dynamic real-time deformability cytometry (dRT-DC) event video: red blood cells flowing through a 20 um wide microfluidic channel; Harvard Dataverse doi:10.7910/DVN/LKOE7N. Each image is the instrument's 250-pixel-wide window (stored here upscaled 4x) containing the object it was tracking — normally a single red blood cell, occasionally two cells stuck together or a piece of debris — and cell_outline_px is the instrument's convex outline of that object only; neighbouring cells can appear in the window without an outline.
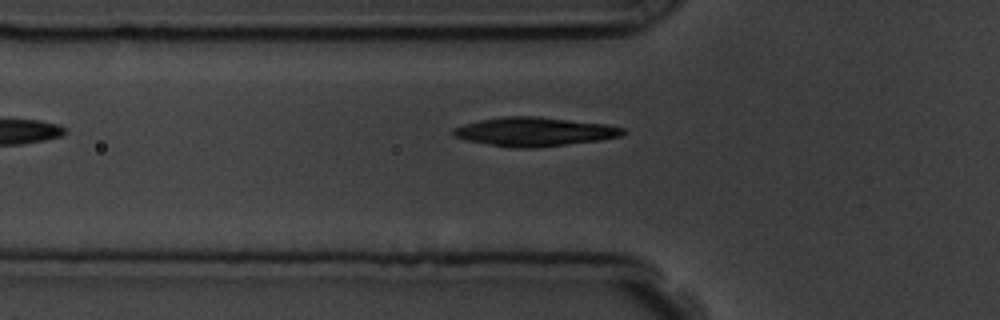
{"species": "common noctule bat (a hibernating species)", "species_latin": "Nyctalus noctula", "temperature_condition": "room temperature", "stored_images_in_passage": 7, "camera_frame_rate_fps": 3000, "um_per_image_px": 0.085, "animal": {"sex": "male", "body_mass_g": 19.5, "forearm_length_mm": 54.6}, "frame": {"image": 1, "passage_image": 6, "time_ms": 6.0, "image_size_px": [1000, 320], "cell_outline_px": [[628, 132], [620, 136], [600, 140], [532, 148], [520, 148], [464, 140], [452, 136], [452, 128], [464, 124], [480, 120], [504, 116], [536, 116], [608, 124], [624, 128]], "centroid_in_image_um": [45.43, 11.18], "position_along_channel_um": 80.4, "area_um2": 28.44}}